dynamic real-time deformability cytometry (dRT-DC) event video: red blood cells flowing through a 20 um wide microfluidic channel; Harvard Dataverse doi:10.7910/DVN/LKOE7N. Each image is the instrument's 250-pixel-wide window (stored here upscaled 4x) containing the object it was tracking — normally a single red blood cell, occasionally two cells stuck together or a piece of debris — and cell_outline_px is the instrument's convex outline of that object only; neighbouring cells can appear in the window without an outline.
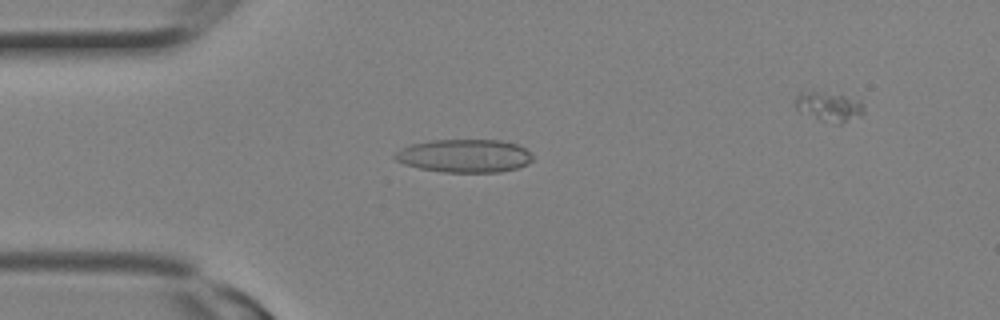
{"species": "Egyptian fruit bat (a non-hibernating species)", "species_latin": "Rousettus aegyptiacus", "temperature_condition": "room temperature", "stored_images_in_passage": 4, "camera_frame_rate_fps": 3000, "um_per_image_px": 0.085, "animal": {"sex": "female"}, "frame": {"image": 1, "passage_image": 3, "time_ms": 0.667, "image_size_px": [1000, 320], "cell_outline_px": [[532, 160], [528, 164], [516, 168], [500, 172], [444, 172], [420, 168], [404, 164], [396, 160], [392, 156], [400, 148], [412, 144], [432, 140], [500, 140], [516, 144], [524, 148], [532, 156]], "centroid_in_image_um": [39.46, 13.24], "position_along_channel_um": 45.5, "area_um2": 26.53}}